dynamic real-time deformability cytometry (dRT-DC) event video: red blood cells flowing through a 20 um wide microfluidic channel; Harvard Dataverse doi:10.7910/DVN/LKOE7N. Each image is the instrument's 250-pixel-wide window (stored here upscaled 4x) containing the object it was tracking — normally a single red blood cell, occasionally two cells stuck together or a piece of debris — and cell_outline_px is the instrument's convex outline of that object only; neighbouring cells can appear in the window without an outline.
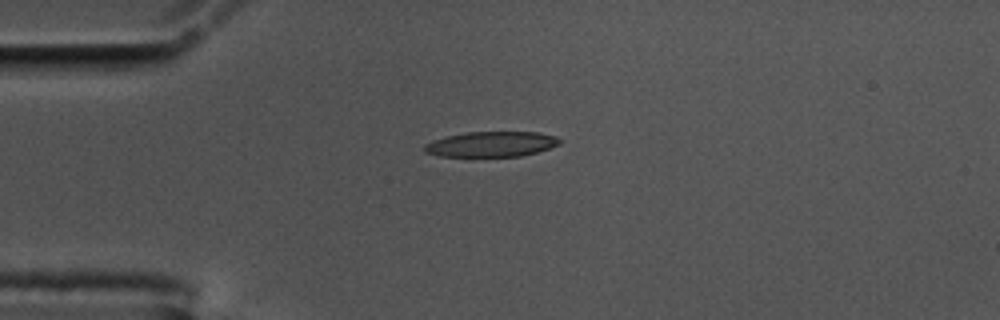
{"species": "common noctule bat (a hibernating species)", "species_latin": "Nyctalus noctula", "temperature_condition": "cold", "stored_images_in_passage": 43, "camera_frame_rate_fps": 3000, "um_per_image_px": 0.085, "animal": {"sex": "male", "body_mass_g": 17.5, "forearm_length_mm": 52.3}, "frame": {"image": 1, "passage_image": 1, "time_ms": 0.0, "image_size_px": [1000, 320], "cell_outline_px": [[560, 144], [536, 152], [520, 156], [440, 156], [424, 152], [424, 144], [432, 140], [448, 136], [468, 132], [536, 132], [556, 136], [560, 140]], "centroid_in_image_um": [41.74, 12.25], "position_along_channel_um": 43.3, "area_um2": 19.71}}
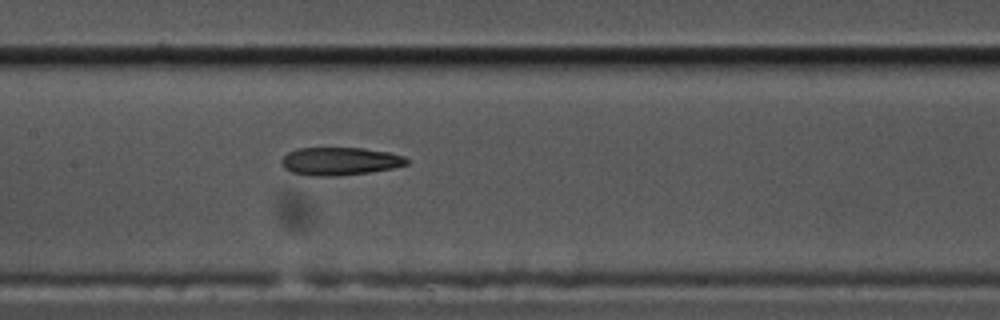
{"frame": {"image": 2, "passage_image": 14, "time_ms": 4.333, "image_size_px": [1000, 320], "cell_outline_px": [[408, 164], [392, 168], [368, 172], [340, 176], [312, 176], [292, 172], [284, 168], [280, 164], [280, 160], [288, 152], [296, 148], [364, 148], [388, 152], [404, 156], [408, 160]], "centroid_in_image_um": [28.86, 13.7], "position_along_channel_um": 178.5, "area_um2": 20.46}}
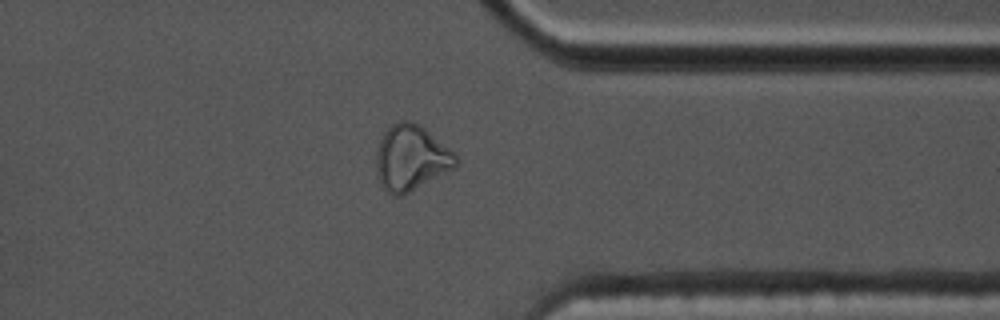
{"frame": {"image": 3, "passage_image": 31, "time_ms": 10.0, "image_size_px": [1000, 320], "cell_outline_px": [[456, 168], [404, 196], [392, 196], [380, 184], [376, 176], [376, 152], [380, 140], [384, 132], [392, 124], [400, 120], [408, 120], [420, 124], [448, 148], [456, 156]], "centroid_in_image_um": [34.91, 13.46], "position_along_channel_um": 376.5, "area_um2": 30.63}, "authors_computed_cell_mechanics": {"area_um2": 21.4438, "velocity_mm_per_s": 3.5828, "shape_relaxation_time_tau1_ms": null, "shape_relaxation_time_tau2_ms": 2.7262, "deformation_change_tau1": null, "deformation_change_tau2": 0.1184}}